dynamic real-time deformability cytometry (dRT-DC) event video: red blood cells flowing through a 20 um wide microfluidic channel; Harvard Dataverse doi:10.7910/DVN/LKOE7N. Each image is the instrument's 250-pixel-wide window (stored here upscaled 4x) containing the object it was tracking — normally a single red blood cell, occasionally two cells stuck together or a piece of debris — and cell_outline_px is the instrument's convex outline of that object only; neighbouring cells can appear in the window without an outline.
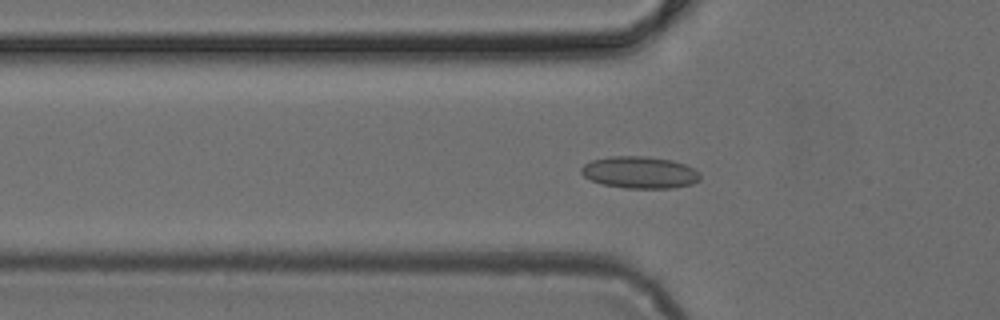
{"species": "common noctule bat (a hibernating species)", "species_latin": "Nyctalus noctula", "temperature_condition": "cold", "stored_images_in_passage": 35, "camera_frame_rate_fps": 3000, "um_per_image_px": 0.085, "animal": {"sex": "female", "body_mass_g": 24.6, "forearm_length_mm": 56.2}, "frame": {"image": 1, "passage_image": 2, "time_ms": 0.333, "image_size_px": [1000, 320], "cell_outline_px": [[700, 180], [692, 184], [672, 188], [624, 188], [604, 184], [592, 180], [584, 176], [580, 172], [580, 168], [584, 164], [592, 160], [612, 156], [648, 156], [672, 160], [684, 164], [700, 172]], "centroid_in_image_um": [54.39, 14.65], "position_along_channel_um": 71.4, "area_um2": 22.14}}
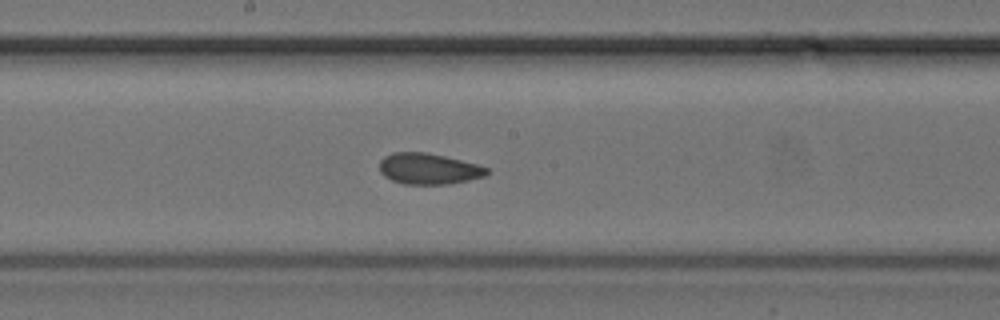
{"frame": {"image": 2, "passage_image": 12, "time_ms": 3.667, "image_size_px": [1000, 320], "cell_outline_px": [[488, 172], [484, 176], [468, 180], [448, 184], [404, 184], [392, 180], [384, 176], [380, 172], [380, 160], [384, 156], [392, 152], [428, 152], [480, 164], [488, 168]], "centroid_in_image_um": [36.43, 14.33], "position_along_channel_um": 211.8, "area_um2": 19.54}}
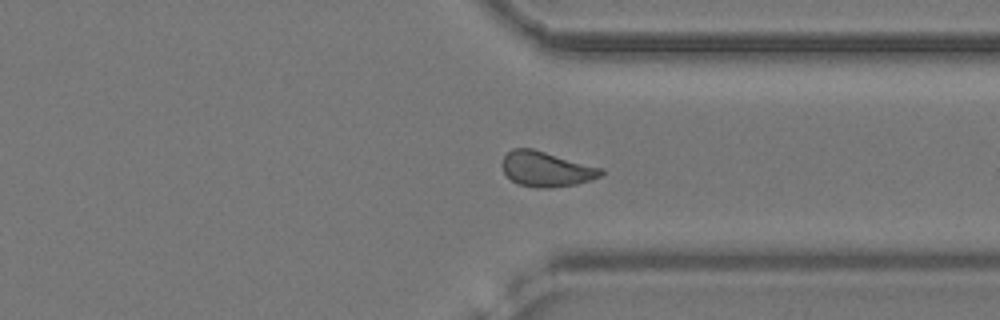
{"frame": {"image": 3, "passage_image": 23, "time_ms": 7.333, "image_size_px": [1000, 320], "cell_outline_px": [[604, 172], [600, 176], [592, 180], [576, 184], [552, 188], [536, 188], [516, 184], [504, 172], [504, 156], [512, 148], [532, 148], [604, 168]], "centroid_in_image_um": [46.48, 14.38], "position_along_channel_um": 364.9, "area_um2": 20.29}}